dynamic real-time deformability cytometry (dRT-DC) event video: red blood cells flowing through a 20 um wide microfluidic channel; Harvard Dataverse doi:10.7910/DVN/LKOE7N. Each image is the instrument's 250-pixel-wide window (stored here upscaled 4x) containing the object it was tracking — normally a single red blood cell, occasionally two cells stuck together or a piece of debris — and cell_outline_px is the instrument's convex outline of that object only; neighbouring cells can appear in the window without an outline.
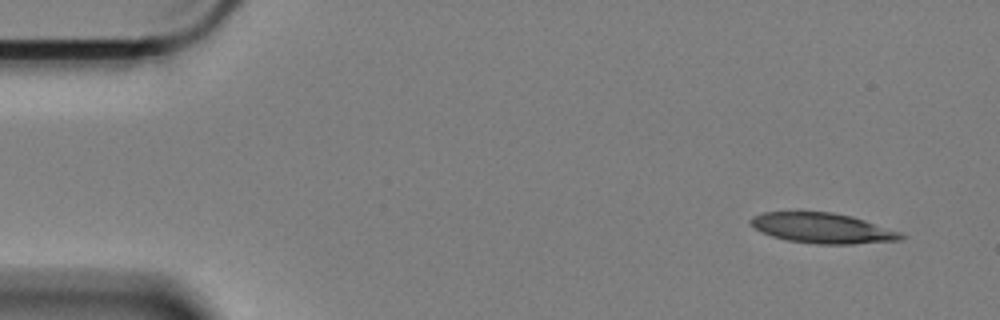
{"species": "Egyptian fruit bat (a non-hibernating species)", "species_latin": "Rousettus aegyptiacus", "temperature_condition": "cold", "stored_images_in_passage": 55, "camera_frame_rate_fps": 3000, "um_per_image_px": 0.085, "animal": {"sex": "female"}, "frame": {"image": 1, "passage_image": 1, "time_ms": 0.0, "image_size_px": [1000, 320], "cell_outline_px": [[908, 236], [900, 240], [852, 244], [816, 244], [788, 240], [772, 236], [756, 228], [748, 220], [752, 216], [764, 212], [832, 212], [852, 216], [900, 232]], "centroid_in_image_um": [69.93, 19.39], "position_along_channel_um": 15.1, "area_um2": 26.24}}
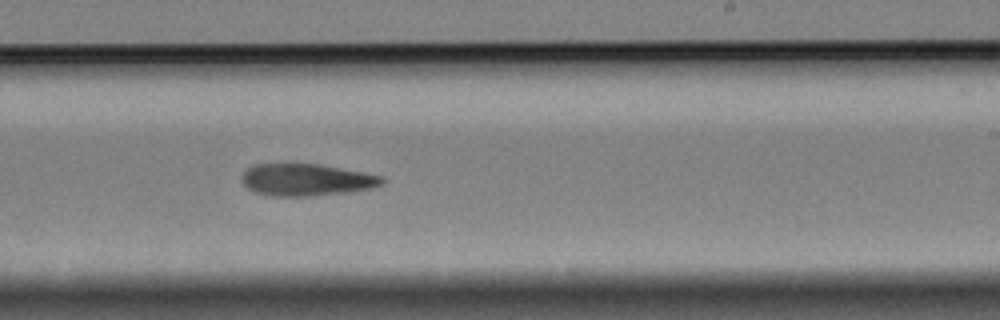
{"frame": {"image": 2, "passage_image": 32, "time_ms": 10.333, "image_size_px": [1000, 320], "cell_outline_px": [[384, 184], [368, 188], [344, 192], [308, 196], [272, 196], [256, 192], [248, 188], [240, 180], [240, 176], [252, 164], [320, 164], [384, 176]], "centroid_in_image_um": [26.01, 15.27], "position_along_channel_um": 263.0, "area_um2": 26.01}}
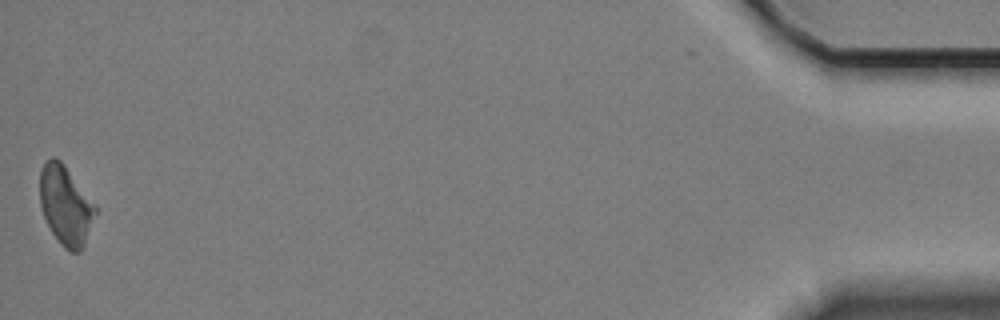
{"frame": {"image": 3, "passage_image": 55, "time_ms": 18.0, "image_size_px": [1000, 320], "cell_outline_px": [[96, 212], [84, 248], [80, 252], [72, 252], [64, 248], [52, 232], [44, 216], [40, 204], [40, 172], [44, 164], [52, 156], [56, 156], [64, 164], [96, 204]], "centroid_in_image_um": [5.59, 17.46], "position_along_channel_um": 429.6, "area_um2": 25.61}}